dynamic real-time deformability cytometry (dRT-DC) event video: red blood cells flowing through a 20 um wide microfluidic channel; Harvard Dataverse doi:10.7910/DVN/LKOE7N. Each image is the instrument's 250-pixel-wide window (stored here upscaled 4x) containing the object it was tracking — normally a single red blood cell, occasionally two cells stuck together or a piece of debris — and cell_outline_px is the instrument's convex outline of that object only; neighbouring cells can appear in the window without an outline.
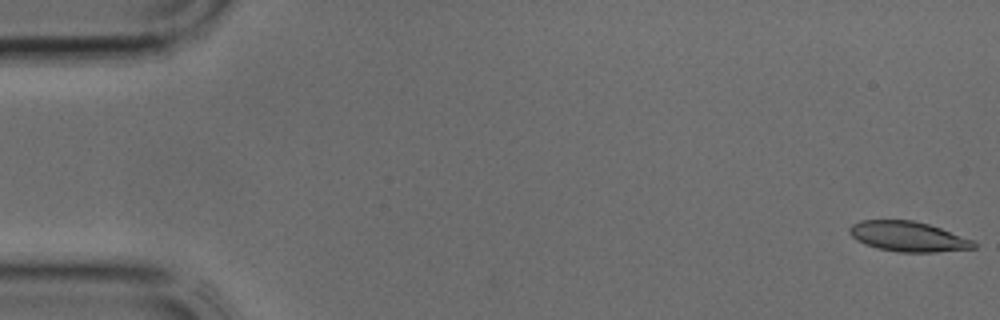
{"species": "common noctule bat (a hibernating species)", "species_latin": "Nyctalus noctula", "temperature_condition": "cold", "stored_images_in_passage": 32, "camera_frame_rate_fps": 3000, "um_per_image_px": 0.085, "animal": {"sex": "male", "body_mass_g": 17.9, "forearm_length_mm": 54.2}, "frame": {"image": 1, "passage_image": 1, "time_ms": 0.0, "image_size_px": [1000, 320], "cell_outline_px": [[976, 248], [936, 252], [900, 252], [876, 248], [864, 244], [856, 240], [848, 232], [848, 228], [852, 224], [860, 220], [912, 220], [928, 224], [976, 240]], "centroid_in_image_um": [77.19, 20.1], "position_along_channel_um": 7.8, "area_um2": 21.96}}
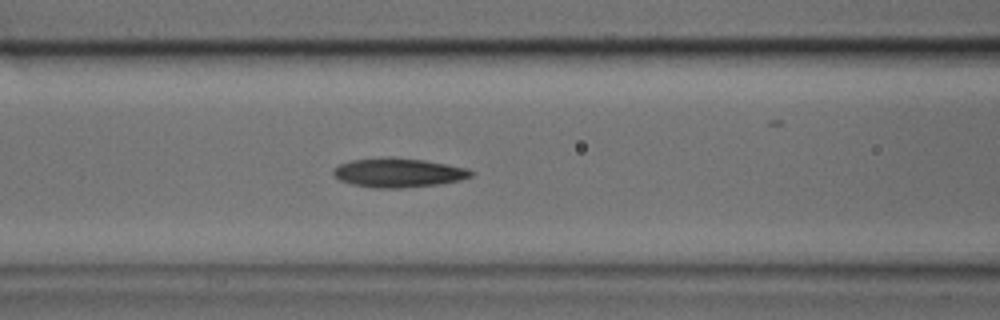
{"frame": {"image": 2, "passage_image": 16, "time_ms": 5.0, "image_size_px": [1000, 320], "cell_outline_px": [[476, 172], [472, 176], [460, 180], [436, 184], [400, 188], [372, 188], [352, 184], [340, 180], [332, 172], [332, 168], [340, 164], [352, 160], [388, 156], [392, 156], [424, 160], [468, 168]], "centroid_in_image_um": [33.86, 14.67], "position_along_channel_um": 132.7, "area_um2": 23.52}}
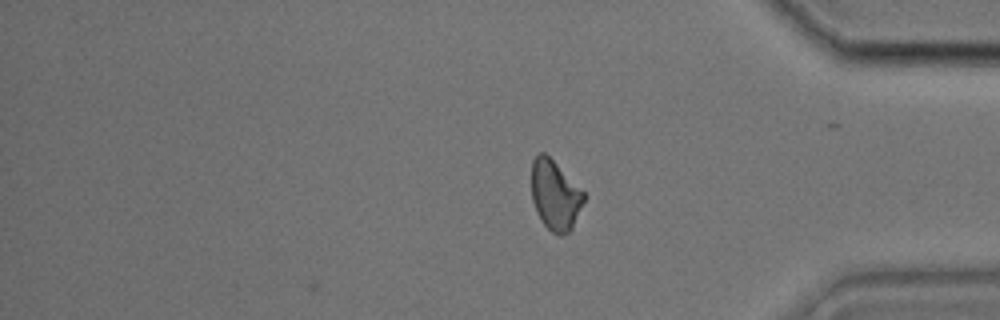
{"frame": {"image": 3, "passage_image": 32, "time_ms": 10.333, "image_size_px": [1000, 320], "cell_outline_px": [[588, 196], [572, 228], [568, 232], [560, 236], [552, 232], [540, 220], [536, 212], [532, 200], [532, 160], [540, 152], [544, 152]], "centroid_in_image_um": [47.2, 16.62], "position_along_channel_um": 388.0, "area_um2": 21.27}}